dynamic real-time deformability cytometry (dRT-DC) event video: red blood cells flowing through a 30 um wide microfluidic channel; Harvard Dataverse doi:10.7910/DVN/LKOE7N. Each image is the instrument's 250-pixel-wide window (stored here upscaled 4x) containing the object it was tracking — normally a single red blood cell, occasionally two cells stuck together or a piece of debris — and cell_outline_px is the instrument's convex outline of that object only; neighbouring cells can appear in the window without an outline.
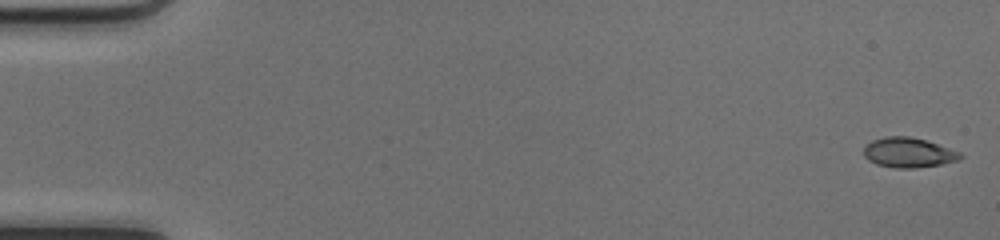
{"species": "common noctule bat (a hibernating species)", "species_latin": "Nyctalus noctula", "temperature_condition": "cold", "stored_images_in_passage": 50, "camera_frame_rate_fps": 3000, "um_per_image_px": 0.085, "animal": {"sex": "female", "body_mass_g": 17.0, "forearm_length_mm": 48.0}, "frame": {"image": 1, "passage_image": 1, "time_ms": 0.0, "image_size_px": [1000, 240], "cell_outline_px": [[964, 156], [960, 160], [940, 164], [912, 168], [896, 168], [876, 164], [868, 160], [864, 156], [864, 144], [872, 140], [884, 136], [908, 136], [924, 140], [960, 152]], "centroid_in_image_um": [77.18, 12.97], "position_along_channel_um": 7.8, "area_um2": 16.76}}
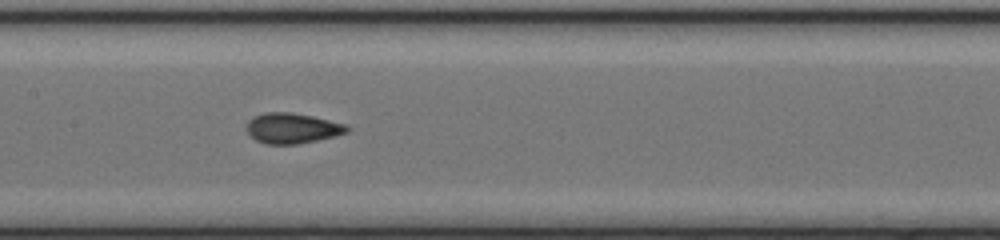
{"frame": {"image": 2, "passage_image": 25, "time_ms": 8.0, "image_size_px": [1000, 240], "cell_outline_px": [[352, 128], [348, 132], [336, 136], [296, 144], [264, 144], [256, 140], [244, 128], [248, 120], [252, 116], [264, 112], [292, 112], [312, 116], [348, 124]], "centroid_in_image_um": [24.85, 10.89], "position_along_channel_um": 182.6, "area_um2": 18.09}}
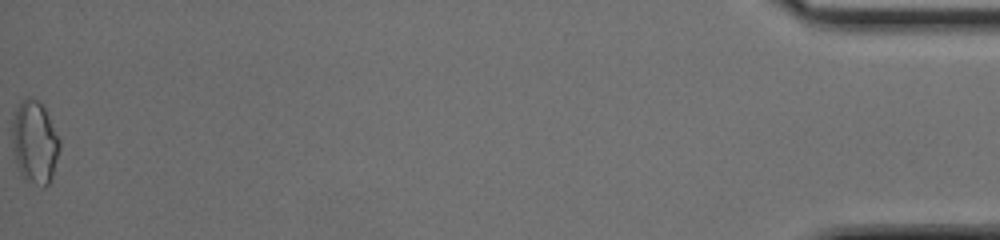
{"frame": {"image": 3, "passage_image": 50, "time_ms": 16.333, "image_size_px": [1000, 240], "cell_outline_px": [[60, 148], [52, 176], [48, 184], [44, 188], [36, 184], [24, 176], [20, 172], [16, 164], [12, 152], [12, 112], [20, 100], [28, 96], [40, 100], [60, 136]], "centroid_in_image_um": [2.93, 12.01], "position_along_channel_um": 432.3, "area_um2": 23.41}, "authors_computed_cell_mechanics": {"area_um2": 17.3111, "velocity_mm_per_s": 4.1965, "shape_relaxation_time_tau1_ms": 4.392, "shape_relaxation_time_tau2_ms": 1.1617, "deformation_change_tau1": 0.172, "deformation_change_tau2": 0.0662}}